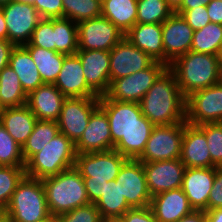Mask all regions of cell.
Returning <instances> with one entry per match:
<instances>
[{
  "mask_svg": "<svg viewBox=\"0 0 222 222\" xmlns=\"http://www.w3.org/2000/svg\"><path fill=\"white\" fill-rule=\"evenodd\" d=\"M205 134L207 146L213 164L222 167V122L205 123L198 126Z\"/></svg>",
  "mask_w": 222,
  "mask_h": 222,
  "instance_id": "cell-39",
  "label": "cell"
},
{
  "mask_svg": "<svg viewBox=\"0 0 222 222\" xmlns=\"http://www.w3.org/2000/svg\"><path fill=\"white\" fill-rule=\"evenodd\" d=\"M59 133L56 121L37 120L33 132L22 146L25 163Z\"/></svg>",
  "mask_w": 222,
  "mask_h": 222,
  "instance_id": "cell-33",
  "label": "cell"
},
{
  "mask_svg": "<svg viewBox=\"0 0 222 222\" xmlns=\"http://www.w3.org/2000/svg\"><path fill=\"white\" fill-rule=\"evenodd\" d=\"M12 0H0V7L6 5L7 3L11 2Z\"/></svg>",
  "mask_w": 222,
  "mask_h": 222,
  "instance_id": "cell-59",
  "label": "cell"
},
{
  "mask_svg": "<svg viewBox=\"0 0 222 222\" xmlns=\"http://www.w3.org/2000/svg\"><path fill=\"white\" fill-rule=\"evenodd\" d=\"M78 50H112L125 36L103 16L77 23Z\"/></svg>",
  "mask_w": 222,
  "mask_h": 222,
  "instance_id": "cell-12",
  "label": "cell"
},
{
  "mask_svg": "<svg viewBox=\"0 0 222 222\" xmlns=\"http://www.w3.org/2000/svg\"><path fill=\"white\" fill-rule=\"evenodd\" d=\"M222 46V25L210 22L193 33L191 51L218 55Z\"/></svg>",
  "mask_w": 222,
  "mask_h": 222,
  "instance_id": "cell-34",
  "label": "cell"
},
{
  "mask_svg": "<svg viewBox=\"0 0 222 222\" xmlns=\"http://www.w3.org/2000/svg\"><path fill=\"white\" fill-rule=\"evenodd\" d=\"M65 99L54 84H43L27 95L26 105L37 120L57 122Z\"/></svg>",
  "mask_w": 222,
  "mask_h": 222,
  "instance_id": "cell-24",
  "label": "cell"
},
{
  "mask_svg": "<svg viewBox=\"0 0 222 222\" xmlns=\"http://www.w3.org/2000/svg\"><path fill=\"white\" fill-rule=\"evenodd\" d=\"M137 23L163 24L174 12L166 0H137Z\"/></svg>",
  "mask_w": 222,
  "mask_h": 222,
  "instance_id": "cell-36",
  "label": "cell"
},
{
  "mask_svg": "<svg viewBox=\"0 0 222 222\" xmlns=\"http://www.w3.org/2000/svg\"><path fill=\"white\" fill-rule=\"evenodd\" d=\"M83 181L90 203L95 204L102 196L107 181L92 180V177H83Z\"/></svg>",
  "mask_w": 222,
  "mask_h": 222,
  "instance_id": "cell-46",
  "label": "cell"
},
{
  "mask_svg": "<svg viewBox=\"0 0 222 222\" xmlns=\"http://www.w3.org/2000/svg\"><path fill=\"white\" fill-rule=\"evenodd\" d=\"M98 106L99 97L66 98L57 120L59 132L76 144L83 135L92 112Z\"/></svg>",
  "mask_w": 222,
  "mask_h": 222,
  "instance_id": "cell-11",
  "label": "cell"
},
{
  "mask_svg": "<svg viewBox=\"0 0 222 222\" xmlns=\"http://www.w3.org/2000/svg\"><path fill=\"white\" fill-rule=\"evenodd\" d=\"M194 30L181 14L174 12L163 24L164 64L170 66L191 50Z\"/></svg>",
  "mask_w": 222,
  "mask_h": 222,
  "instance_id": "cell-16",
  "label": "cell"
},
{
  "mask_svg": "<svg viewBox=\"0 0 222 222\" xmlns=\"http://www.w3.org/2000/svg\"><path fill=\"white\" fill-rule=\"evenodd\" d=\"M23 46H39L46 50L55 51L53 19H41L33 31L30 42Z\"/></svg>",
  "mask_w": 222,
  "mask_h": 222,
  "instance_id": "cell-41",
  "label": "cell"
},
{
  "mask_svg": "<svg viewBox=\"0 0 222 222\" xmlns=\"http://www.w3.org/2000/svg\"><path fill=\"white\" fill-rule=\"evenodd\" d=\"M54 222H103L100 211L94 203L80 206L53 219Z\"/></svg>",
  "mask_w": 222,
  "mask_h": 222,
  "instance_id": "cell-40",
  "label": "cell"
},
{
  "mask_svg": "<svg viewBox=\"0 0 222 222\" xmlns=\"http://www.w3.org/2000/svg\"><path fill=\"white\" fill-rule=\"evenodd\" d=\"M0 40H7V24L1 7H0Z\"/></svg>",
  "mask_w": 222,
  "mask_h": 222,
  "instance_id": "cell-52",
  "label": "cell"
},
{
  "mask_svg": "<svg viewBox=\"0 0 222 222\" xmlns=\"http://www.w3.org/2000/svg\"><path fill=\"white\" fill-rule=\"evenodd\" d=\"M109 55L110 83L115 79L142 71L155 62L147 53L134 46L125 37L109 51Z\"/></svg>",
  "mask_w": 222,
  "mask_h": 222,
  "instance_id": "cell-15",
  "label": "cell"
},
{
  "mask_svg": "<svg viewBox=\"0 0 222 222\" xmlns=\"http://www.w3.org/2000/svg\"><path fill=\"white\" fill-rule=\"evenodd\" d=\"M75 144L59 132L42 150L35 153L25 165V175L44 179L75 166Z\"/></svg>",
  "mask_w": 222,
  "mask_h": 222,
  "instance_id": "cell-6",
  "label": "cell"
},
{
  "mask_svg": "<svg viewBox=\"0 0 222 222\" xmlns=\"http://www.w3.org/2000/svg\"><path fill=\"white\" fill-rule=\"evenodd\" d=\"M95 206L104 220L121 218L126 211L131 209L125 197L121 194L119 182H116V179L106 182L104 192Z\"/></svg>",
  "mask_w": 222,
  "mask_h": 222,
  "instance_id": "cell-30",
  "label": "cell"
},
{
  "mask_svg": "<svg viewBox=\"0 0 222 222\" xmlns=\"http://www.w3.org/2000/svg\"><path fill=\"white\" fill-rule=\"evenodd\" d=\"M179 159L186 168L216 167L211 160L205 134L198 126L185 124Z\"/></svg>",
  "mask_w": 222,
  "mask_h": 222,
  "instance_id": "cell-22",
  "label": "cell"
},
{
  "mask_svg": "<svg viewBox=\"0 0 222 222\" xmlns=\"http://www.w3.org/2000/svg\"><path fill=\"white\" fill-rule=\"evenodd\" d=\"M222 208V168L215 167V179L208 198V210Z\"/></svg>",
  "mask_w": 222,
  "mask_h": 222,
  "instance_id": "cell-44",
  "label": "cell"
},
{
  "mask_svg": "<svg viewBox=\"0 0 222 222\" xmlns=\"http://www.w3.org/2000/svg\"><path fill=\"white\" fill-rule=\"evenodd\" d=\"M41 181L53 218L90 203L83 177L75 167Z\"/></svg>",
  "mask_w": 222,
  "mask_h": 222,
  "instance_id": "cell-4",
  "label": "cell"
},
{
  "mask_svg": "<svg viewBox=\"0 0 222 222\" xmlns=\"http://www.w3.org/2000/svg\"><path fill=\"white\" fill-rule=\"evenodd\" d=\"M63 17L78 23L101 16L102 0H62Z\"/></svg>",
  "mask_w": 222,
  "mask_h": 222,
  "instance_id": "cell-35",
  "label": "cell"
},
{
  "mask_svg": "<svg viewBox=\"0 0 222 222\" xmlns=\"http://www.w3.org/2000/svg\"><path fill=\"white\" fill-rule=\"evenodd\" d=\"M167 68L164 63L155 61L142 71L113 80L106 95L111 100L139 103Z\"/></svg>",
  "mask_w": 222,
  "mask_h": 222,
  "instance_id": "cell-7",
  "label": "cell"
},
{
  "mask_svg": "<svg viewBox=\"0 0 222 222\" xmlns=\"http://www.w3.org/2000/svg\"><path fill=\"white\" fill-rule=\"evenodd\" d=\"M112 136V149L128 159H137L144 151L155 125L141 112L137 102L111 100L106 94L99 97Z\"/></svg>",
  "mask_w": 222,
  "mask_h": 222,
  "instance_id": "cell-1",
  "label": "cell"
},
{
  "mask_svg": "<svg viewBox=\"0 0 222 222\" xmlns=\"http://www.w3.org/2000/svg\"><path fill=\"white\" fill-rule=\"evenodd\" d=\"M124 37L154 61L164 63L162 24L136 23Z\"/></svg>",
  "mask_w": 222,
  "mask_h": 222,
  "instance_id": "cell-25",
  "label": "cell"
},
{
  "mask_svg": "<svg viewBox=\"0 0 222 222\" xmlns=\"http://www.w3.org/2000/svg\"><path fill=\"white\" fill-rule=\"evenodd\" d=\"M168 6L173 10V12H176L184 2V0H166Z\"/></svg>",
  "mask_w": 222,
  "mask_h": 222,
  "instance_id": "cell-53",
  "label": "cell"
},
{
  "mask_svg": "<svg viewBox=\"0 0 222 222\" xmlns=\"http://www.w3.org/2000/svg\"><path fill=\"white\" fill-rule=\"evenodd\" d=\"M24 176L25 166H0V211L5 210Z\"/></svg>",
  "mask_w": 222,
  "mask_h": 222,
  "instance_id": "cell-37",
  "label": "cell"
},
{
  "mask_svg": "<svg viewBox=\"0 0 222 222\" xmlns=\"http://www.w3.org/2000/svg\"><path fill=\"white\" fill-rule=\"evenodd\" d=\"M218 83L222 84V63H219Z\"/></svg>",
  "mask_w": 222,
  "mask_h": 222,
  "instance_id": "cell-55",
  "label": "cell"
},
{
  "mask_svg": "<svg viewBox=\"0 0 222 222\" xmlns=\"http://www.w3.org/2000/svg\"><path fill=\"white\" fill-rule=\"evenodd\" d=\"M15 45L8 40H0V72L9 65L10 55Z\"/></svg>",
  "mask_w": 222,
  "mask_h": 222,
  "instance_id": "cell-48",
  "label": "cell"
},
{
  "mask_svg": "<svg viewBox=\"0 0 222 222\" xmlns=\"http://www.w3.org/2000/svg\"><path fill=\"white\" fill-rule=\"evenodd\" d=\"M217 56H218L219 62L222 63V46L220 47V50Z\"/></svg>",
  "mask_w": 222,
  "mask_h": 222,
  "instance_id": "cell-57",
  "label": "cell"
},
{
  "mask_svg": "<svg viewBox=\"0 0 222 222\" xmlns=\"http://www.w3.org/2000/svg\"><path fill=\"white\" fill-rule=\"evenodd\" d=\"M87 85L98 95L110 87V55L104 50H78Z\"/></svg>",
  "mask_w": 222,
  "mask_h": 222,
  "instance_id": "cell-18",
  "label": "cell"
},
{
  "mask_svg": "<svg viewBox=\"0 0 222 222\" xmlns=\"http://www.w3.org/2000/svg\"><path fill=\"white\" fill-rule=\"evenodd\" d=\"M15 1L29 3L33 5L35 0H15Z\"/></svg>",
  "mask_w": 222,
  "mask_h": 222,
  "instance_id": "cell-58",
  "label": "cell"
},
{
  "mask_svg": "<svg viewBox=\"0 0 222 222\" xmlns=\"http://www.w3.org/2000/svg\"><path fill=\"white\" fill-rule=\"evenodd\" d=\"M103 222H124L121 218H109L105 219Z\"/></svg>",
  "mask_w": 222,
  "mask_h": 222,
  "instance_id": "cell-56",
  "label": "cell"
},
{
  "mask_svg": "<svg viewBox=\"0 0 222 222\" xmlns=\"http://www.w3.org/2000/svg\"><path fill=\"white\" fill-rule=\"evenodd\" d=\"M186 122L196 126L222 122V84L216 83L186 97Z\"/></svg>",
  "mask_w": 222,
  "mask_h": 222,
  "instance_id": "cell-9",
  "label": "cell"
},
{
  "mask_svg": "<svg viewBox=\"0 0 222 222\" xmlns=\"http://www.w3.org/2000/svg\"><path fill=\"white\" fill-rule=\"evenodd\" d=\"M219 63L217 55L190 50L168 68L175 74L177 85L186 98L195 91L218 83Z\"/></svg>",
  "mask_w": 222,
  "mask_h": 222,
  "instance_id": "cell-3",
  "label": "cell"
},
{
  "mask_svg": "<svg viewBox=\"0 0 222 222\" xmlns=\"http://www.w3.org/2000/svg\"><path fill=\"white\" fill-rule=\"evenodd\" d=\"M124 222H157L149 206L144 208H131L121 217Z\"/></svg>",
  "mask_w": 222,
  "mask_h": 222,
  "instance_id": "cell-45",
  "label": "cell"
},
{
  "mask_svg": "<svg viewBox=\"0 0 222 222\" xmlns=\"http://www.w3.org/2000/svg\"><path fill=\"white\" fill-rule=\"evenodd\" d=\"M211 0H184L179 9H194L207 5Z\"/></svg>",
  "mask_w": 222,
  "mask_h": 222,
  "instance_id": "cell-51",
  "label": "cell"
},
{
  "mask_svg": "<svg viewBox=\"0 0 222 222\" xmlns=\"http://www.w3.org/2000/svg\"><path fill=\"white\" fill-rule=\"evenodd\" d=\"M142 163L151 197L182 186L186 167L179 158Z\"/></svg>",
  "mask_w": 222,
  "mask_h": 222,
  "instance_id": "cell-17",
  "label": "cell"
},
{
  "mask_svg": "<svg viewBox=\"0 0 222 222\" xmlns=\"http://www.w3.org/2000/svg\"><path fill=\"white\" fill-rule=\"evenodd\" d=\"M15 222H50L53 217L46 203L40 179L24 176L4 210Z\"/></svg>",
  "mask_w": 222,
  "mask_h": 222,
  "instance_id": "cell-5",
  "label": "cell"
},
{
  "mask_svg": "<svg viewBox=\"0 0 222 222\" xmlns=\"http://www.w3.org/2000/svg\"><path fill=\"white\" fill-rule=\"evenodd\" d=\"M207 12L212 23L222 25V1L211 0L207 5Z\"/></svg>",
  "mask_w": 222,
  "mask_h": 222,
  "instance_id": "cell-47",
  "label": "cell"
},
{
  "mask_svg": "<svg viewBox=\"0 0 222 222\" xmlns=\"http://www.w3.org/2000/svg\"><path fill=\"white\" fill-rule=\"evenodd\" d=\"M54 85L66 98L100 97L87 85L81 60L77 54L65 56Z\"/></svg>",
  "mask_w": 222,
  "mask_h": 222,
  "instance_id": "cell-20",
  "label": "cell"
},
{
  "mask_svg": "<svg viewBox=\"0 0 222 222\" xmlns=\"http://www.w3.org/2000/svg\"><path fill=\"white\" fill-rule=\"evenodd\" d=\"M204 212L206 222H222V208L210 209Z\"/></svg>",
  "mask_w": 222,
  "mask_h": 222,
  "instance_id": "cell-50",
  "label": "cell"
},
{
  "mask_svg": "<svg viewBox=\"0 0 222 222\" xmlns=\"http://www.w3.org/2000/svg\"><path fill=\"white\" fill-rule=\"evenodd\" d=\"M1 9L7 24V40L15 46L29 43L41 20L36 8L32 4L12 0Z\"/></svg>",
  "mask_w": 222,
  "mask_h": 222,
  "instance_id": "cell-10",
  "label": "cell"
},
{
  "mask_svg": "<svg viewBox=\"0 0 222 222\" xmlns=\"http://www.w3.org/2000/svg\"><path fill=\"white\" fill-rule=\"evenodd\" d=\"M36 122V116L27 105L2 109L0 115V123L20 146L27 141Z\"/></svg>",
  "mask_w": 222,
  "mask_h": 222,
  "instance_id": "cell-26",
  "label": "cell"
},
{
  "mask_svg": "<svg viewBox=\"0 0 222 222\" xmlns=\"http://www.w3.org/2000/svg\"><path fill=\"white\" fill-rule=\"evenodd\" d=\"M9 66L18 75L21 86L27 95L44 84L29 51L23 45L13 48Z\"/></svg>",
  "mask_w": 222,
  "mask_h": 222,
  "instance_id": "cell-27",
  "label": "cell"
},
{
  "mask_svg": "<svg viewBox=\"0 0 222 222\" xmlns=\"http://www.w3.org/2000/svg\"><path fill=\"white\" fill-rule=\"evenodd\" d=\"M137 0H102L101 16L124 35L137 23Z\"/></svg>",
  "mask_w": 222,
  "mask_h": 222,
  "instance_id": "cell-28",
  "label": "cell"
},
{
  "mask_svg": "<svg viewBox=\"0 0 222 222\" xmlns=\"http://www.w3.org/2000/svg\"><path fill=\"white\" fill-rule=\"evenodd\" d=\"M177 222H206L204 211H193L190 215H187Z\"/></svg>",
  "mask_w": 222,
  "mask_h": 222,
  "instance_id": "cell-49",
  "label": "cell"
},
{
  "mask_svg": "<svg viewBox=\"0 0 222 222\" xmlns=\"http://www.w3.org/2000/svg\"><path fill=\"white\" fill-rule=\"evenodd\" d=\"M33 6L36 8L41 19L63 17L62 0H35Z\"/></svg>",
  "mask_w": 222,
  "mask_h": 222,
  "instance_id": "cell-43",
  "label": "cell"
},
{
  "mask_svg": "<svg viewBox=\"0 0 222 222\" xmlns=\"http://www.w3.org/2000/svg\"><path fill=\"white\" fill-rule=\"evenodd\" d=\"M142 114L155 126L186 121V98L177 85L175 74L167 68L140 100Z\"/></svg>",
  "mask_w": 222,
  "mask_h": 222,
  "instance_id": "cell-2",
  "label": "cell"
},
{
  "mask_svg": "<svg viewBox=\"0 0 222 222\" xmlns=\"http://www.w3.org/2000/svg\"><path fill=\"white\" fill-rule=\"evenodd\" d=\"M176 13L181 14L194 31L202 29L211 22L206 5L194 9H178Z\"/></svg>",
  "mask_w": 222,
  "mask_h": 222,
  "instance_id": "cell-42",
  "label": "cell"
},
{
  "mask_svg": "<svg viewBox=\"0 0 222 222\" xmlns=\"http://www.w3.org/2000/svg\"><path fill=\"white\" fill-rule=\"evenodd\" d=\"M53 32L55 38V51L72 55L78 51L77 23L68 18H53Z\"/></svg>",
  "mask_w": 222,
  "mask_h": 222,
  "instance_id": "cell-32",
  "label": "cell"
},
{
  "mask_svg": "<svg viewBox=\"0 0 222 222\" xmlns=\"http://www.w3.org/2000/svg\"><path fill=\"white\" fill-rule=\"evenodd\" d=\"M0 222H15L13 218L5 211H0Z\"/></svg>",
  "mask_w": 222,
  "mask_h": 222,
  "instance_id": "cell-54",
  "label": "cell"
},
{
  "mask_svg": "<svg viewBox=\"0 0 222 222\" xmlns=\"http://www.w3.org/2000/svg\"><path fill=\"white\" fill-rule=\"evenodd\" d=\"M215 179V167L185 168L181 189L195 211L208 210V198Z\"/></svg>",
  "mask_w": 222,
  "mask_h": 222,
  "instance_id": "cell-21",
  "label": "cell"
},
{
  "mask_svg": "<svg viewBox=\"0 0 222 222\" xmlns=\"http://www.w3.org/2000/svg\"><path fill=\"white\" fill-rule=\"evenodd\" d=\"M30 53L44 84H54L62 69L65 54L39 46H24Z\"/></svg>",
  "mask_w": 222,
  "mask_h": 222,
  "instance_id": "cell-29",
  "label": "cell"
},
{
  "mask_svg": "<svg viewBox=\"0 0 222 222\" xmlns=\"http://www.w3.org/2000/svg\"><path fill=\"white\" fill-rule=\"evenodd\" d=\"M128 160L115 149L103 152L77 153L75 168L82 177L92 180L111 181L116 179L123 164Z\"/></svg>",
  "mask_w": 222,
  "mask_h": 222,
  "instance_id": "cell-13",
  "label": "cell"
},
{
  "mask_svg": "<svg viewBox=\"0 0 222 222\" xmlns=\"http://www.w3.org/2000/svg\"><path fill=\"white\" fill-rule=\"evenodd\" d=\"M77 153L112 150V136L105 111L98 106L91 114L88 125L75 144Z\"/></svg>",
  "mask_w": 222,
  "mask_h": 222,
  "instance_id": "cell-19",
  "label": "cell"
},
{
  "mask_svg": "<svg viewBox=\"0 0 222 222\" xmlns=\"http://www.w3.org/2000/svg\"><path fill=\"white\" fill-rule=\"evenodd\" d=\"M149 207L157 222H177L194 211L181 187L153 196Z\"/></svg>",
  "mask_w": 222,
  "mask_h": 222,
  "instance_id": "cell-23",
  "label": "cell"
},
{
  "mask_svg": "<svg viewBox=\"0 0 222 222\" xmlns=\"http://www.w3.org/2000/svg\"><path fill=\"white\" fill-rule=\"evenodd\" d=\"M24 92L18 75L8 65L0 72V107L2 109L26 105Z\"/></svg>",
  "mask_w": 222,
  "mask_h": 222,
  "instance_id": "cell-31",
  "label": "cell"
},
{
  "mask_svg": "<svg viewBox=\"0 0 222 222\" xmlns=\"http://www.w3.org/2000/svg\"><path fill=\"white\" fill-rule=\"evenodd\" d=\"M20 146L0 123V166H25Z\"/></svg>",
  "mask_w": 222,
  "mask_h": 222,
  "instance_id": "cell-38",
  "label": "cell"
},
{
  "mask_svg": "<svg viewBox=\"0 0 222 222\" xmlns=\"http://www.w3.org/2000/svg\"><path fill=\"white\" fill-rule=\"evenodd\" d=\"M121 194L131 208L150 206L151 195L148 190L143 163L137 159H128L116 177Z\"/></svg>",
  "mask_w": 222,
  "mask_h": 222,
  "instance_id": "cell-14",
  "label": "cell"
},
{
  "mask_svg": "<svg viewBox=\"0 0 222 222\" xmlns=\"http://www.w3.org/2000/svg\"><path fill=\"white\" fill-rule=\"evenodd\" d=\"M186 123L185 121L168 126H155L143 153L137 160L141 162H155L180 158Z\"/></svg>",
  "mask_w": 222,
  "mask_h": 222,
  "instance_id": "cell-8",
  "label": "cell"
}]
</instances>
